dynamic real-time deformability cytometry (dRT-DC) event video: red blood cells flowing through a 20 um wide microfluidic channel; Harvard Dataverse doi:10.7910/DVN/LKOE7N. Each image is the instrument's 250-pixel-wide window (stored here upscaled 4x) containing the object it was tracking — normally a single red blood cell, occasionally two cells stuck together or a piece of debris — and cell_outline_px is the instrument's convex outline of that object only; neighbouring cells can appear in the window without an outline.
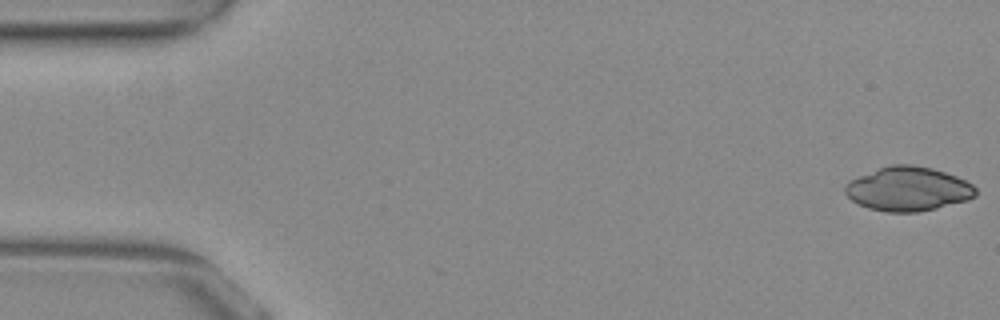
{"species": "common noctule bat (a hibernating species)", "species_latin": "Nyctalus noctula", "temperature_condition": "warm", "stored_images_in_passage": 16, "camera_frame_rate_fps": 3000, "um_per_image_px": 0.085, "animal": {"sex": "female", "body_mass_g": 29.2, "forearm_length_mm": 56.3}, "frame": {"image": 1, "passage_image": 1, "time_ms": 0.0, "image_size_px": [1000, 320], "cell_outline_px": [[976, 196], [968, 200], [920, 212], [884, 212], [868, 208], [852, 200], [844, 192], [844, 184], [848, 180], [888, 164], [912, 164], [932, 168], [956, 176], [972, 184], [976, 188]], "centroid_in_image_um": [77.16, 16.05], "position_along_channel_um": 7.8, "area_um2": 33.81}}